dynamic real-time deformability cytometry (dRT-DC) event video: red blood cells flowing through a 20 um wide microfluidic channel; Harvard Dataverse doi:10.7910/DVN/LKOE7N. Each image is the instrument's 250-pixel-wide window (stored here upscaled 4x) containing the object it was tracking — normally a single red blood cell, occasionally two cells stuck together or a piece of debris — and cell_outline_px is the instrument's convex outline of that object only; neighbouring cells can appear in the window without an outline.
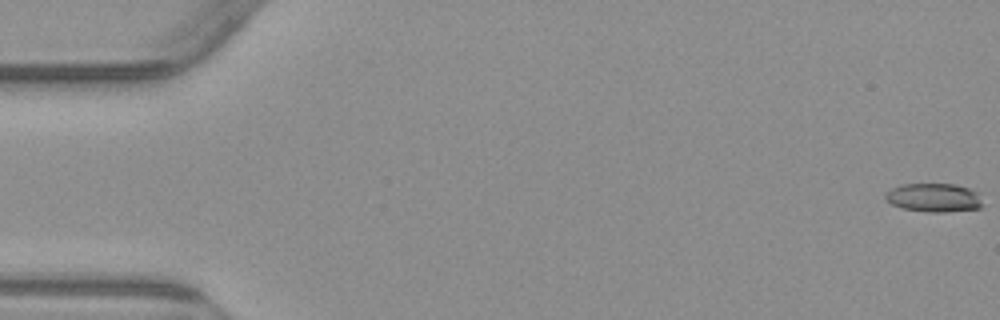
{"species": "common noctule bat (a hibernating species)", "species_latin": "Nyctalus noctula", "temperature_condition": "warm", "stored_images_in_passage": 7, "camera_frame_rate_fps": 3000, "um_per_image_px": 0.085, "animal": {"sex": "male", "body_mass_g": 23.1, "forearm_length_mm": 52.7}, "frame": {"image": 1, "passage_image": 1, "time_ms": 0.0, "image_size_px": [1000, 320], "cell_outline_px": [[980, 208], [948, 212], [928, 212], [900, 208], [884, 200], [884, 196], [892, 188], [900, 184], [956, 184], [968, 188], [976, 192], [980, 200]], "centroid_in_image_um": [79.32, 16.8], "position_along_channel_um": 5.7, "area_um2": 16.18}}
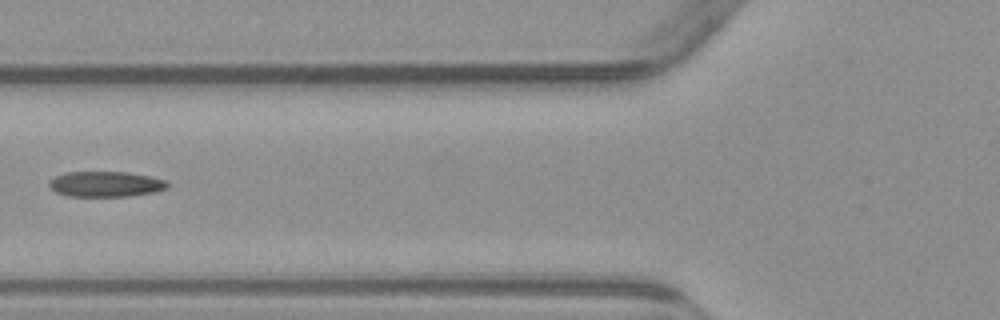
{"frame": {"image": 2, "passage_image": 6, "time_ms": 7.0, "image_size_px": [1000, 320], "cell_outline_px": [[172, 184], [168, 188], [156, 192], [128, 196], [68, 196], [56, 192], [48, 188], [48, 180], [56, 176], [68, 172], [128, 172], [148, 176], [164, 180]], "centroid_in_image_um": [8.98, 15.65], "position_along_channel_um": 116.8, "area_um2": 17.69}}
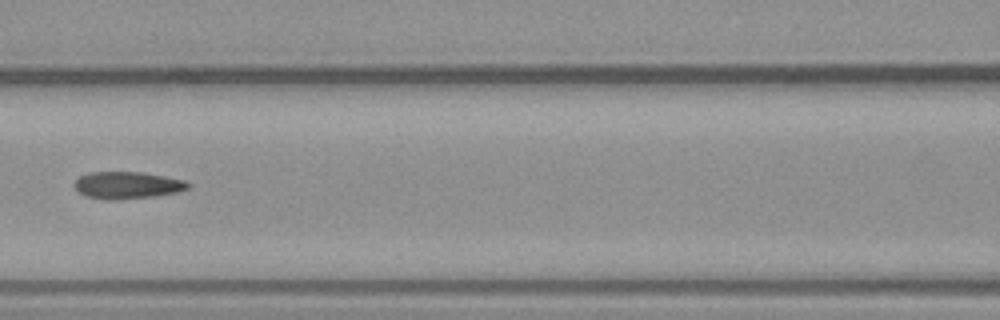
{"frame": {"image": 3, "passage_image": 7, "time_ms": 8.0, "image_size_px": [1000, 320], "cell_outline_px": [[192, 184], [188, 188], [180, 192], [152, 196], [112, 200], [104, 200], [84, 196], [72, 184], [80, 176], [88, 172], [144, 172], [184, 180]], "centroid_in_image_um": [10.81, 15.74], "position_along_channel_um": 155.8, "area_um2": 18.03}}